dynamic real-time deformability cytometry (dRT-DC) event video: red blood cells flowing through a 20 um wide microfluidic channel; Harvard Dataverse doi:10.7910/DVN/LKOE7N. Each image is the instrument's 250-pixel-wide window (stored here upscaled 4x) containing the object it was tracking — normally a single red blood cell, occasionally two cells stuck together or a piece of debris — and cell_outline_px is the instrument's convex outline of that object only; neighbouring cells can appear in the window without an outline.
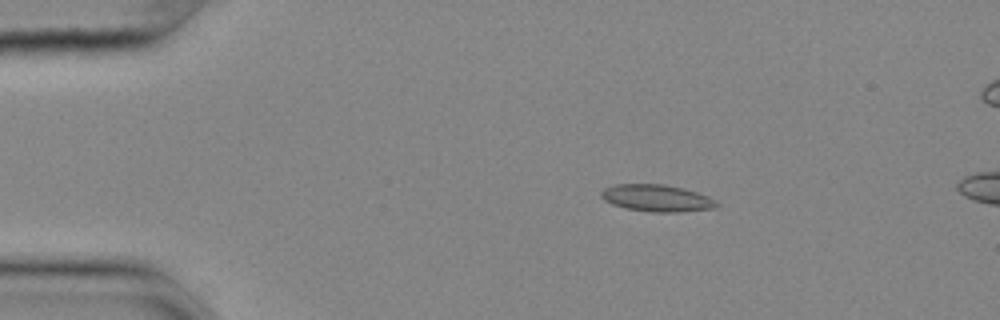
{"species": "common noctule bat (a hibernating species)", "species_latin": "Nyctalus noctula", "temperature_condition": "cold", "stored_images_in_passage": 18, "camera_frame_rate_fps": 3000, "um_per_image_px": 0.085, "animal": {"sex": "female", "body_mass_g": 25.1}, "frame": {"image": 1, "passage_image": 11, "time_ms": 3.333, "image_size_px": [1000, 320], "cell_outline_px": [[720, 204], [716, 208], [680, 212], [652, 212], [624, 208], [612, 204], [604, 200], [600, 196], [600, 192], [604, 188], [616, 184], [664, 184], [684, 188], [708, 196], [716, 200]], "centroid_in_image_um": [55.83, 16.84], "position_along_channel_um": 29.2, "area_um2": 18.32}}